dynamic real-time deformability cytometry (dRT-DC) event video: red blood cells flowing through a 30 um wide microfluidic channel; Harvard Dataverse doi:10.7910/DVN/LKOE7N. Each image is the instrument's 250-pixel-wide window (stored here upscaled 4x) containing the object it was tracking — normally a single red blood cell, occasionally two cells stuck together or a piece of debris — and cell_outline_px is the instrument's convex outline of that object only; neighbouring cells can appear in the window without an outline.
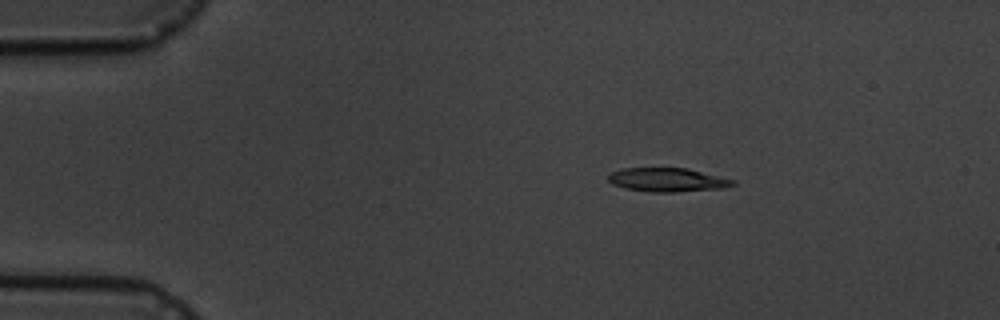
{"species": "common noctule bat (a hibernating species)", "species_latin": "Nyctalus noctula", "temperature_condition": "cold", "stored_images_in_passage": 5, "camera_frame_rate_fps": 3000, "um_per_image_px": 0.085, "animal": {"sex": "male", "body_mass_g": 19.5, "forearm_length_mm": 54.6}, "frame": {"image": 1, "passage_image": 3, "time_ms": 2.333, "image_size_px": [1000, 320], "cell_outline_px": [[736, 184], [724, 188], [672, 192], [652, 192], [624, 188], [612, 184], [608, 180], [608, 176], [612, 172], [620, 168], [688, 168], [736, 180]], "centroid_in_image_um": [56.74, 15.28], "position_along_channel_um": 28.3, "area_um2": 17.34}}